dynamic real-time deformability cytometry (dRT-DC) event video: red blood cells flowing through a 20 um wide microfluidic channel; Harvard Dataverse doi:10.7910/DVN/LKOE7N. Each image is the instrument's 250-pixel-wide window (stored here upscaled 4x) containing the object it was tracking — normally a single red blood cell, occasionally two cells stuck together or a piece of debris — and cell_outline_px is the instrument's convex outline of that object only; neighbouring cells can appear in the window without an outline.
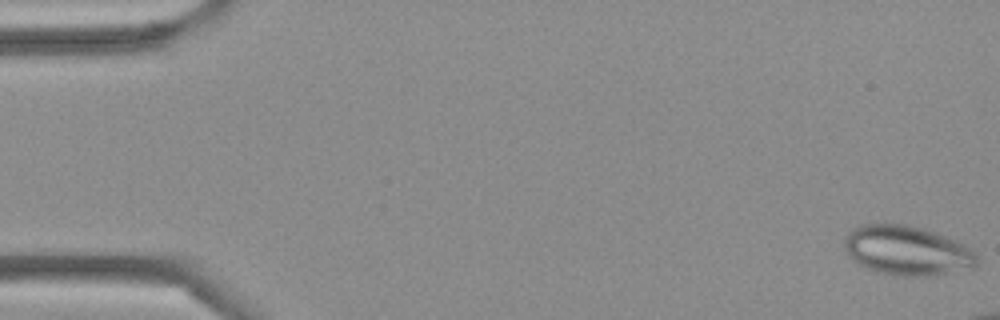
{"species": "Egyptian fruit bat (a non-hibernating species)", "species_latin": "Rousettus aegyptiacus", "temperature_condition": "cold", "stored_images_in_passage": 4, "camera_frame_rate_fps": 3000, "um_per_image_px": 0.085, "frame": {"image": 1, "passage_image": 1, "time_ms": 0.0, "image_size_px": [1000, 320], "cell_outline_px": [[976, 268], [924, 276], [892, 276], [868, 268], [860, 264], [848, 256], [844, 248], [844, 240], [848, 232], [860, 224], [904, 224], [936, 232], [956, 240], [964, 244], [976, 256]], "centroid_in_image_um": [77.07, 21.29], "position_along_channel_um": 7.9, "area_um2": 38.09}}